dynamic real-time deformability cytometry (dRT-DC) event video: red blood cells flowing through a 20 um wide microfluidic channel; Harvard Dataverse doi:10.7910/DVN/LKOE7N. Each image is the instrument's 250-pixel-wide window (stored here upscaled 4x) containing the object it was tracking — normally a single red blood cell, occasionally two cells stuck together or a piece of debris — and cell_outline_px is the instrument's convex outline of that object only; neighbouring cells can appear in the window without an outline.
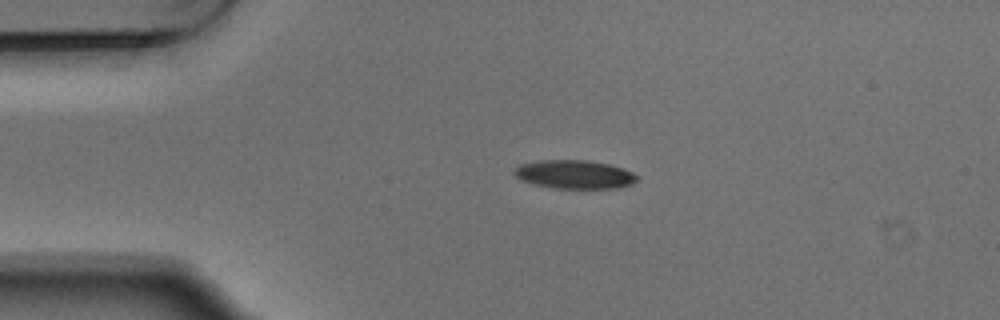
{"species": "Egyptian fruit bat (a non-hibernating species)", "species_latin": "Rousettus aegyptiacus", "temperature_condition": "warm", "stored_images_in_passage": 5, "segment_of_instrument_passage": [1, 2], "camera_frame_rate_fps": 3000, "um_per_image_px": 0.085, "animal": {"sex": "male"}, "frame": {"image": 1, "passage_image": 3, "time_ms": 0.667, "image_size_px": [1000, 320], "cell_outline_px": [[640, 176], [632, 184], [620, 188], [556, 188], [536, 184], [520, 180], [512, 172], [520, 164], [536, 160], [588, 160], [608, 164], [624, 168]], "centroid_in_image_um": [48.85, 14.82], "position_along_channel_um": 36.1, "area_um2": 20.52}}